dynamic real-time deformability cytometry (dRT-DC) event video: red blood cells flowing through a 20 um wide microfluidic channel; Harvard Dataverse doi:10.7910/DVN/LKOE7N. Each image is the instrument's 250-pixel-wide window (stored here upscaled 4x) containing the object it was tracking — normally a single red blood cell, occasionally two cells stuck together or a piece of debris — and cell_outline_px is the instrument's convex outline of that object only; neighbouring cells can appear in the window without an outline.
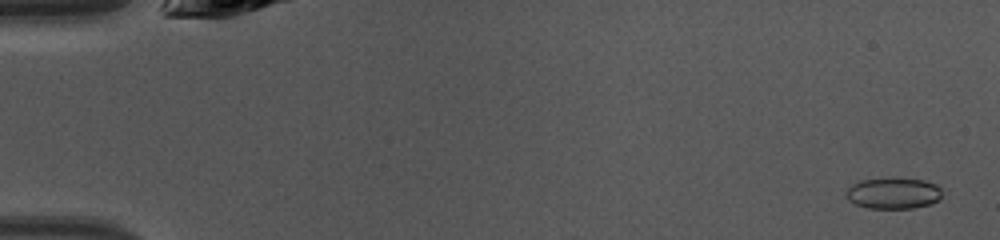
{"species": "common noctule bat (a hibernating species)", "species_latin": "Nyctalus noctula", "temperature_condition": "warm", "stored_images_in_passage": 48, "camera_frame_rate_fps": 3000, "um_per_image_px": 0.085, "animal": {"sex": "female", "body_mass_g": 10.0, "forearm_length_mm": 53.1}, "frame": {"image": 1, "passage_image": 2, "time_ms": 0.333, "image_size_px": [1000, 240], "cell_outline_px": [[940, 200], [928, 204], [912, 208], [868, 208], [856, 204], [848, 200], [844, 196], [844, 192], [852, 184], [860, 180], [888, 176], [924, 180], [936, 184], [940, 188]], "centroid_in_image_um": [75.88, 16.39], "position_along_channel_um": 9.1, "area_um2": 17.86}}
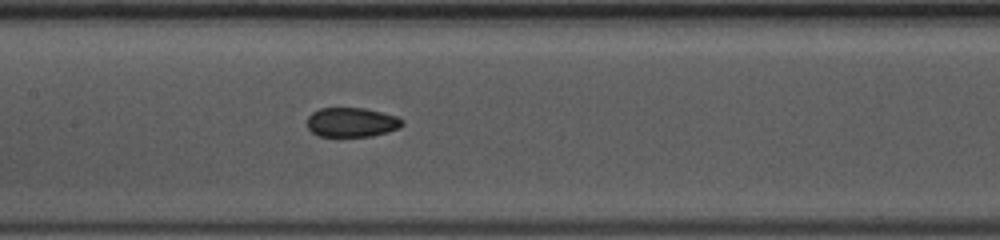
{"frame": {"image": 2, "passage_image": 23, "time_ms": 7.333, "image_size_px": [1000, 240], "cell_outline_px": [[404, 124], [400, 128], [388, 132], [372, 136], [320, 136], [312, 132], [308, 128], [308, 116], [312, 112], [320, 108], [364, 108], [396, 116], [404, 120]], "centroid_in_image_um": [29.91, 10.39], "position_along_channel_um": 177.5, "area_um2": 16.3}}
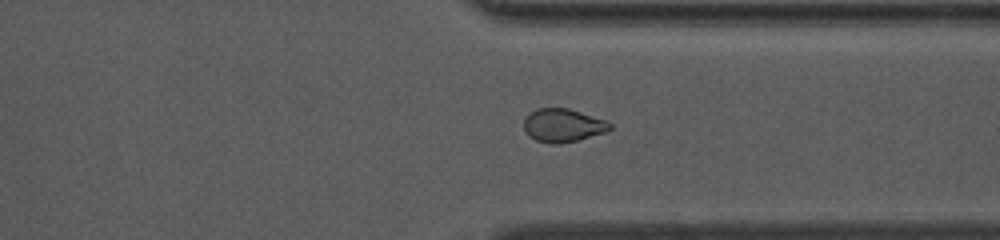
{"frame": {"image": 3, "passage_image": 36, "time_ms": 11.667, "image_size_px": [1000, 240], "cell_outline_px": [[612, 128], [604, 132], [576, 140], [560, 144], [552, 144], [536, 140], [528, 136], [524, 128], [524, 120], [536, 108], [568, 108], [608, 120], [612, 124]], "centroid_in_image_um": [47.86, 10.65], "position_along_channel_um": 363.5, "area_um2": 16.65}}